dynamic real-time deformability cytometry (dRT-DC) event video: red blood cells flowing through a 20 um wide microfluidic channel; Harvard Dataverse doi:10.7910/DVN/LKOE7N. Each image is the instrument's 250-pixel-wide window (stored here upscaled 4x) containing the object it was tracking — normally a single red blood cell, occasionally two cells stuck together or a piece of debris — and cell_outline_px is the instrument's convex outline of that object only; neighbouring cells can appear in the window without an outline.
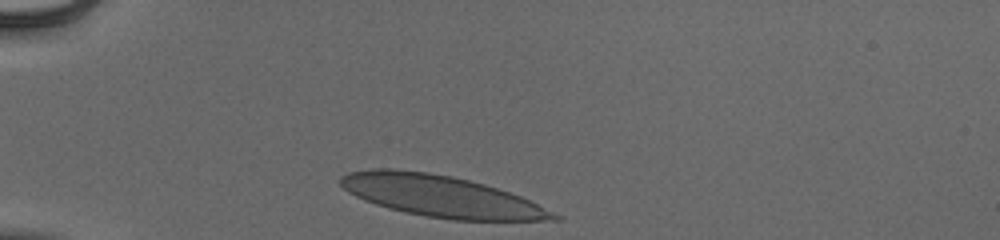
{"species": "human", "species_latin": "Homo sapiens", "temperature_condition": "cold", "stored_images_in_passage": 31, "camera_frame_rate_fps": 3000, "um_per_image_px": 0.085, "donor": {"sex": "male"}, "frame": {"image": 1, "passage_image": 1, "time_ms": 0.0, "image_size_px": [1000, 240], "cell_outline_px": [[560, 220], [452, 220], [424, 216], [388, 208], [364, 200], [348, 192], [340, 184], [340, 176], [348, 172], [376, 168], [388, 168], [428, 172], [452, 176], [484, 184], [520, 196], [560, 216]], "centroid_in_image_um": [37.42, 16.67], "position_along_channel_um": 47.6, "area_um2": 50.92}}
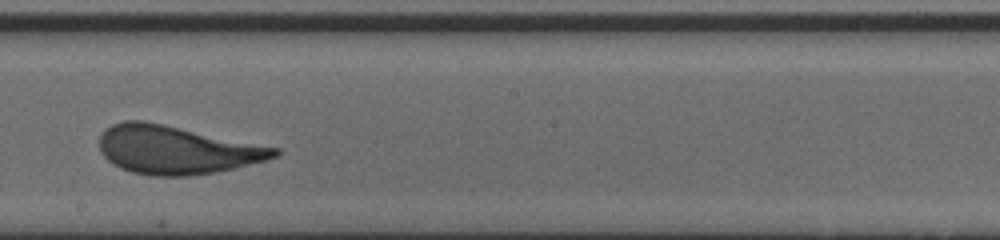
{"frame": {"image": 2, "passage_image": 18, "time_ms": 5.667, "image_size_px": [1000, 240], "cell_outline_px": [[280, 152], [276, 156], [264, 160], [236, 168], [216, 172], [192, 176], [152, 176], [132, 172], [120, 168], [108, 160], [104, 156], [100, 148], [100, 136], [112, 124], [124, 120], [144, 120], [164, 124], [280, 148]], "centroid_in_image_um": [15.0, 12.74], "position_along_channel_um": 233.2, "area_um2": 49.19}}
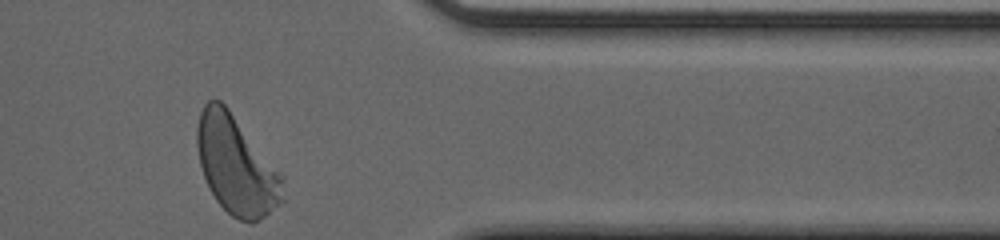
{"frame": {"image": 3, "passage_image": 31, "time_ms": 10.0, "image_size_px": [1000, 240], "cell_outline_px": [[284, 200], [280, 204], [264, 216], [252, 224], [240, 220], [232, 216], [216, 200], [204, 176], [200, 164], [196, 144], [196, 128], [200, 112], [204, 104], [208, 100], [220, 100], [228, 108], [284, 176]], "centroid_in_image_um": [20.1, 14.05], "position_along_channel_um": 391.3, "area_um2": 49.07}, "authors_computed_cell_mechanics": {"area_um2": 49.0722, "velocity_mm_per_s": 3.8969, "shape_relaxation_time_tau1_ms": 2.8646, "shape_relaxation_time_tau2_ms": null, "deformation_change_tau1": 0.1544, "deformation_change_tau2": null}}